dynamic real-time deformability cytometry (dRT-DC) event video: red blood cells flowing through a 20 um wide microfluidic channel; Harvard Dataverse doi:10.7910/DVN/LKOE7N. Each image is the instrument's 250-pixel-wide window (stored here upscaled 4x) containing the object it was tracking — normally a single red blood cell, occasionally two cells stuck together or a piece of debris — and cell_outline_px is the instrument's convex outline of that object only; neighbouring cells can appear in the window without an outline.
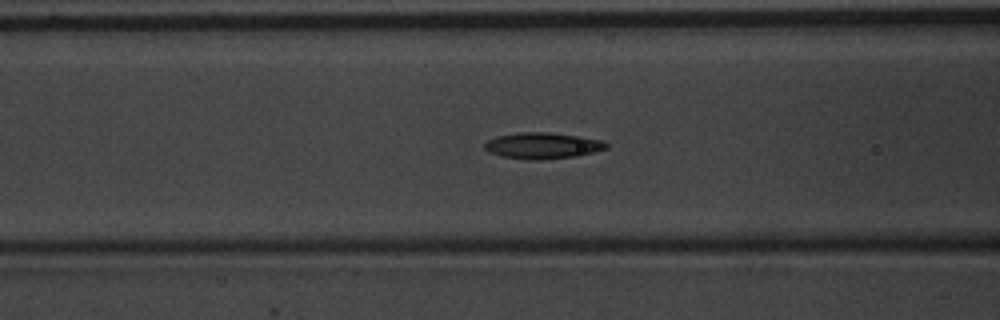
{"species": "common noctule bat (a hibernating species)", "species_latin": "Nyctalus noctula", "temperature_condition": "warm", "stored_images_in_passage": 55, "camera_frame_rate_fps": 3000, "um_per_image_px": 0.085, "animal": {"sex": "male", "body_mass_g": 20.1, "forearm_length_mm": 53.5}, "frame": {"image": 1, "passage_image": 22, "time_ms": 7.0, "image_size_px": [1000, 320], "cell_outline_px": [[608, 148], [576, 156], [532, 160], [500, 156], [484, 148], [484, 144], [488, 140], [496, 136], [520, 132], [548, 132], [580, 136], [604, 140], [608, 144]], "centroid_in_image_um": [46.14, 12.36], "position_along_channel_um": 120.5, "area_um2": 18.44}}
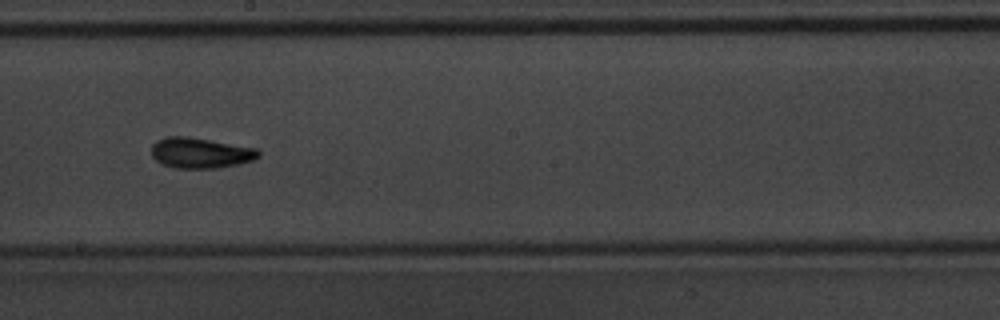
{"frame": {"image": 2, "passage_image": 31, "time_ms": 10.0, "image_size_px": [1000, 320], "cell_outline_px": [[260, 156], [252, 160], [240, 164], [216, 168], [176, 168], [164, 164], [156, 160], [152, 156], [152, 144], [156, 140], [168, 136], [188, 136], [256, 148], [260, 152]], "centroid_in_image_um": [17.04, 12.99], "position_along_channel_um": 231.2, "area_um2": 19.02}}
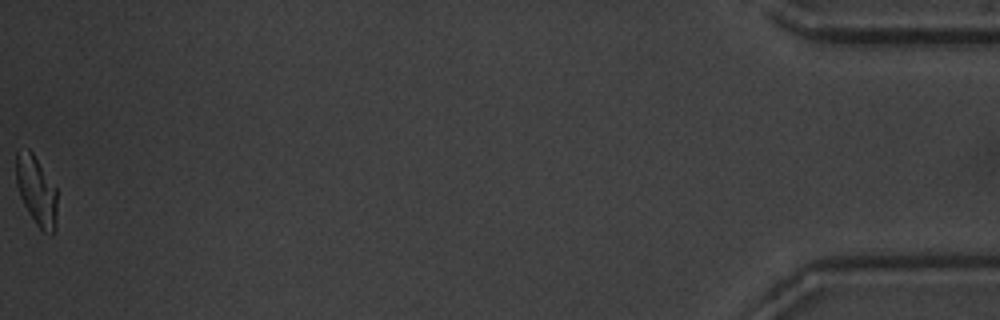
{"frame": {"image": 3, "passage_image": 55, "time_ms": 18.0, "image_size_px": [1000, 320], "cell_outline_px": [[56, 228], [52, 236], [44, 232], [36, 224], [28, 212], [20, 196], [16, 184], [16, 152], [28, 148], [32, 152], [56, 188]], "centroid_in_image_um": [3.09, 16.23], "position_along_channel_um": 432.1, "area_um2": 16.47}, "authors_computed_cell_mechanics": {"area_um2": 17.5134, "velocity_mm_per_s": 3.6863, "shape_relaxation_time_tau1_ms": 4.5386, "shape_relaxation_time_tau2_ms": 3.6233, "deformation_change_tau1": 0.1569, "deformation_change_tau2": 0.0949}}